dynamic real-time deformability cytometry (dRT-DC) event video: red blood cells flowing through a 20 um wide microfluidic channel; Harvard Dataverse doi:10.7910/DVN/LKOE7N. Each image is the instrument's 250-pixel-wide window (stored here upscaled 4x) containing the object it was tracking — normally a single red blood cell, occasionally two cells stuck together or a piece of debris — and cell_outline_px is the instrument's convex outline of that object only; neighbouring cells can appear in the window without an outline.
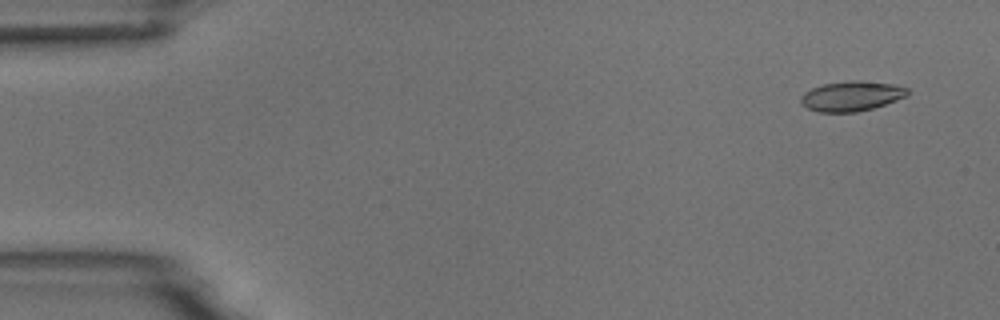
{"species": "common noctule bat (a hibernating species)", "species_latin": "Nyctalus noctula", "temperature_condition": "room temperature", "stored_images_in_passage": 8, "camera_frame_rate_fps": 3000, "um_per_image_px": 0.085, "animal": {"sex": "male", "body_mass_g": 18.8}, "frame": {"image": 1, "passage_image": 1, "time_ms": 0.0, "image_size_px": [1000, 320], "cell_outline_px": [[908, 96], [872, 108], [856, 112], [820, 112], [808, 108], [800, 100], [800, 96], [804, 92], [812, 88], [824, 84], [848, 80], [860, 80], [892, 84], [908, 88]], "centroid_in_image_um": [72.38, 8.16], "position_along_channel_um": 12.6, "area_um2": 18.5}}
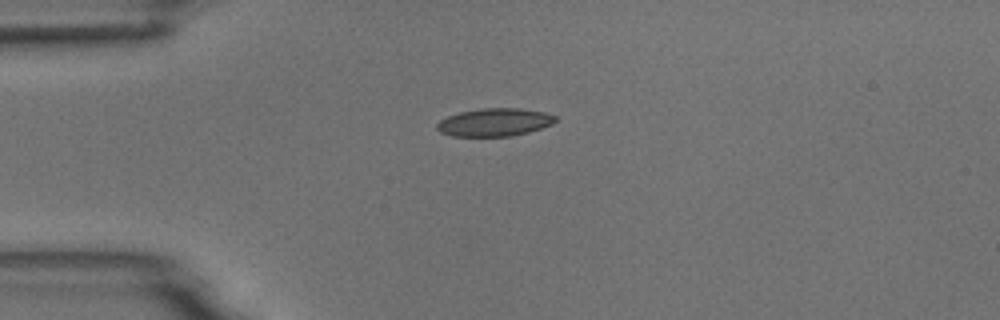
{"frame": {"image": 2, "passage_image": 4, "time_ms": 3.333, "image_size_px": [1000, 320], "cell_outline_px": [[556, 120], [552, 124], [528, 132], [512, 136], [452, 136], [440, 132], [436, 128], [436, 124], [440, 120], [448, 116], [460, 112], [484, 108], [520, 108], [544, 112], [556, 116]], "centroid_in_image_um": [42.02, 10.39], "position_along_channel_um": 43.0, "area_um2": 19.19}}